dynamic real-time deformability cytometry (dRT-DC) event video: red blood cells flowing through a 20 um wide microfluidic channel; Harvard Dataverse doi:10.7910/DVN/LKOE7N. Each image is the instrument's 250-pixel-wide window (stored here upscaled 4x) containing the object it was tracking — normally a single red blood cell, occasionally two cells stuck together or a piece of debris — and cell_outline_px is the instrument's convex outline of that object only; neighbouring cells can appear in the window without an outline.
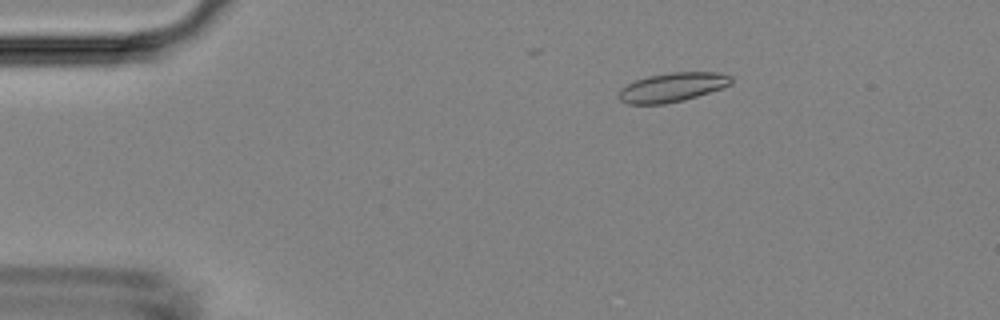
{"species": "Egyptian fruit bat (a non-hibernating species)", "species_latin": "Rousettus aegyptiacus", "temperature_condition": "room temperature", "stored_images_in_passage": 8, "camera_frame_rate_fps": 3000, "um_per_image_px": 0.085, "animal": {"sex": "female"}, "frame": {"image": 1, "passage_image": 3, "time_ms": 2.333, "image_size_px": [1000, 320], "cell_outline_px": [[732, 84], [684, 100], [664, 104], [628, 104], [620, 100], [616, 96], [620, 88], [636, 80], [648, 76], [672, 72], [720, 72], [732, 76]], "centroid_in_image_um": [57.12, 7.41], "position_along_channel_um": 27.9, "area_um2": 19.07}}
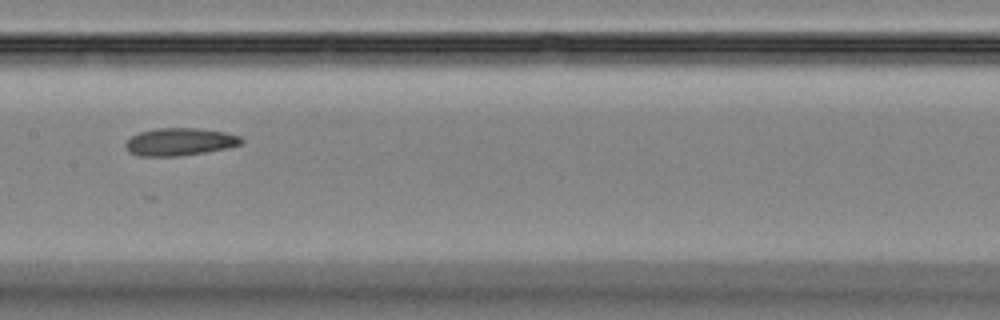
{"frame": {"image": 2, "passage_image": 8, "time_ms": 8.0, "image_size_px": [1000, 320], "cell_outline_px": [[244, 140], [240, 144], [228, 148], [180, 156], [140, 156], [128, 152], [124, 148], [124, 144], [132, 136], [140, 132], [156, 128], [196, 128], [224, 132], [240, 136]], "centroid_in_image_um": [15.25, 12.06], "position_along_channel_um": 192.1, "area_um2": 18.61}}